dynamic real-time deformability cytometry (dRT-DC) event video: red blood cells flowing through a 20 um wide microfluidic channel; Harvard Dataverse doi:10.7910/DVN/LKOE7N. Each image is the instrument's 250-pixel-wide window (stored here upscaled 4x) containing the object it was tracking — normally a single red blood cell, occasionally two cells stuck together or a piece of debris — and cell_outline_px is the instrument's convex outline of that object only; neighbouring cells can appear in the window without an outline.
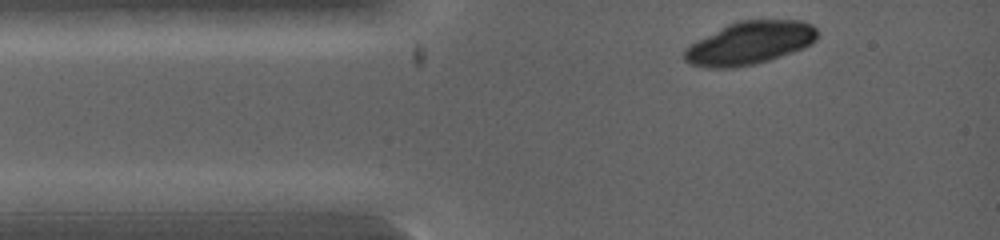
{"species": "common noctule bat (a hibernating species)", "species_latin": "Nyctalus noctula", "temperature_condition": "warm", "stored_images_in_passage": 3, "camera_frame_rate_fps": 5000, "um_per_image_px": 0.085, "animal": {"sex": "female", "body_mass_g": 19.0, "forearm_length_mm": 53.3}, "frame": {"image": 1, "passage_image": 1, "time_ms": 0.0, "image_size_px": [1000, 240], "cell_outline_px": [[816, 40], [812, 44], [804, 48], [756, 64], [732, 68], [708, 68], [688, 64], [684, 60], [684, 48], [720, 28], [728, 24], [740, 20], [800, 20], [812, 24], [816, 28]], "centroid_in_image_um": [63.72, 3.66], "position_along_channel_um": 21.3, "area_um2": 33.23}}